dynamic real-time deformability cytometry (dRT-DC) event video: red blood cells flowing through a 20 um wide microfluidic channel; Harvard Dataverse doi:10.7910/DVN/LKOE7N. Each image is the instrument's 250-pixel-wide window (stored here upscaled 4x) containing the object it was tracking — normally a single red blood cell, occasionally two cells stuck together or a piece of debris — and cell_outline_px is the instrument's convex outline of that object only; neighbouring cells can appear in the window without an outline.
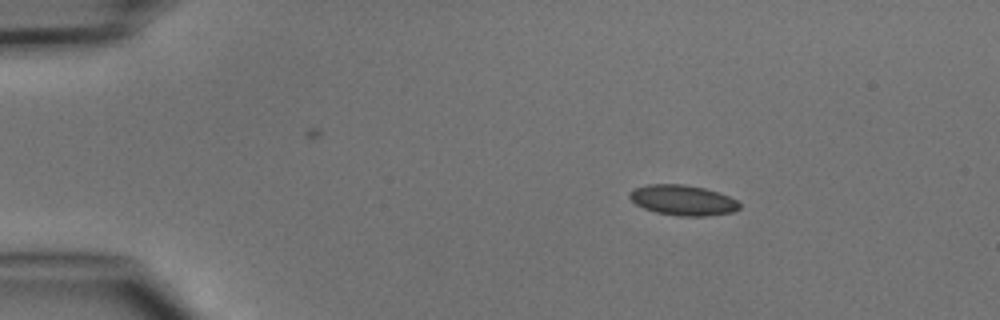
{"species": "common noctule bat (a hibernating species)", "species_latin": "Nyctalus noctula", "temperature_condition": "cold", "stored_images_in_passage": 5, "camera_frame_rate_fps": 3000, "um_per_image_px": 0.085, "animal": {"sex": "male", "body_mass_g": 15.6}, "frame": {"image": 1, "passage_image": 1, "time_ms": 0.0, "image_size_px": [1000, 320], "cell_outline_px": [[740, 208], [732, 212], [708, 216], [680, 216], [656, 212], [644, 208], [636, 204], [628, 196], [628, 192], [636, 188], [648, 184], [684, 184], [704, 188], [720, 192], [736, 200], [740, 204]], "centroid_in_image_um": [58.05, 17.01], "position_along_channel_um": 27.0, "area_um2": 19.42}}
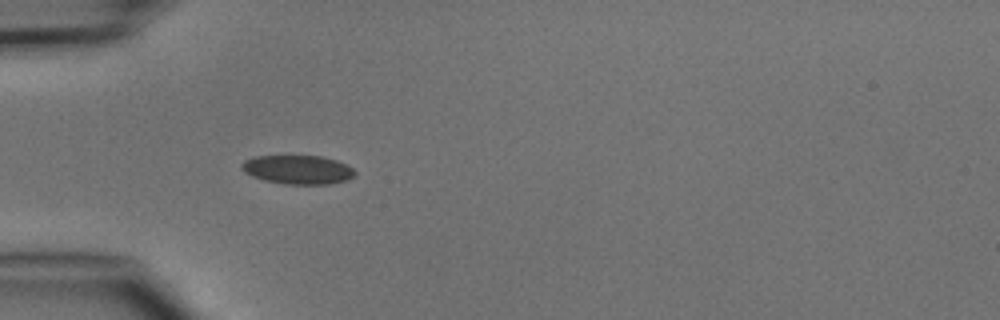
{"frame": {"image": 2, "passage_image": 3, "time_ms": 2.333, "image_size_px": [1000, 320], "cell_outline_px": [[356, 172], [348, 180], [328, 184], [284, 184], [264, 180], [252, 176], [244, 172], [240, 168], [240, 164], [244, 160], [256, 156], [324, 156], [336, 160], [352, 168]], "centroid_in_image_um": [25.28, 14.42], "position_along_channel_um": 59.7, "area_um2": 19.07}}